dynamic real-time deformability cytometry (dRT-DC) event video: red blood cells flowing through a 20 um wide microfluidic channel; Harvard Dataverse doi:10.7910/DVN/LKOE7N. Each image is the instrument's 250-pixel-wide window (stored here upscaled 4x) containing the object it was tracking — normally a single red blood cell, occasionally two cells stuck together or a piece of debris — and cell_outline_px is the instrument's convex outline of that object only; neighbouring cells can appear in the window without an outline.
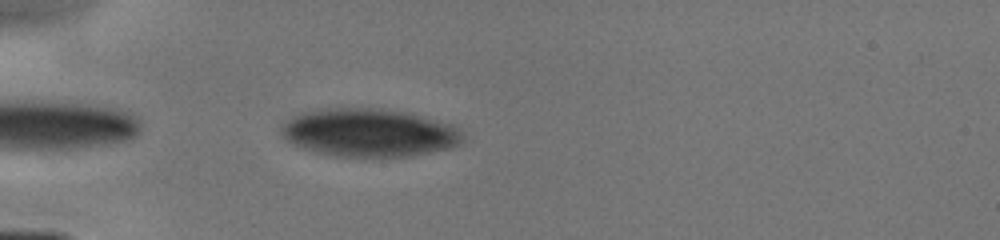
{"species": "human", "species_latin": "Homo sapiens", "temperature_condition": "cold", "stored_images_in_passage": 8, "camera_frame_rate_fps": 3000, "um_per_image_px": 0.085, "donor": {"sex": "male"}, "frame": {"image": 1, "passage_image": 6, "time_ms": 3.667, "image_size_px": [1000, 240], "cell_outline_px": [[464, 140], [460, 144], [448, 148], [412, 156], [336, 156], [304, 148], [292, 144], [284, 140], [280, 132], [280, 124], [284, 120], [300, 112], [316, 108], [380, 108], [404, 112], [456, 124], [460, 128], [464, 136]], "centroid_in_image_um": [31.35, 11.25], "position_along_channel_um": 53.6, "area_um2": 51.44}}